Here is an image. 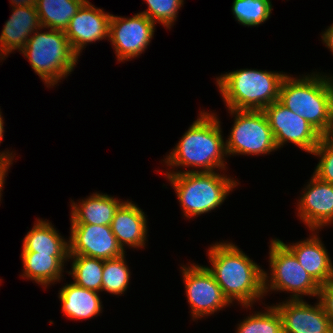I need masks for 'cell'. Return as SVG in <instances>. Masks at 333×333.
I'll use <instances>...</instances> for the list:
<instances>
[{"mask_svg":"<svg viewBox=\"0 0 333 333\" xmlns=\"http://www.w3.org/2000/svg\"><path fill=\"white\" fill-rule=\"evenodd\" d=\"M207 254L211 267H206L230 303L236 300L248 308L264 297V270L238 246L217 242L210 245Z\"/></svg>","mask_w":333,"mask_h":333,"instance_id":"1","label":"cell"},{"mask_svg":"<svg viewBox=\"0 0 333 333\" xmlns=\"http://www.w3.org/2000/svg\"><path fill=\"white\" fill-rule=\"evenodd\" d=\"M217 114L200 111L196 121L190 125L175 148L163 160L166 166L194 167L199 170L170 171L165 174L182 172H215L226 170V142Z\"/></svg>","mask_w":333,"mask_h":333,"instance_id":"2","label":"cell"},{"mask_svg":"<svg viewBox=\"0 0 333 333\" xmlns=\"http://www.w3.org/2000/svg\"><path fill=\"white\" fill-rule=\"evenodd\" d=\"M302 76L283 78L278 101L306 119L322 136L333 135V76L320 72Z\"/></svg>","mask_w":333,"mask_h":333,"instance_id":"3","label":"cell"},{"mask_svg":"<svg viewBox=\"0 0 333 333\" xmlns=\"http://www.w3.org/2000/svg\"><path fill=\"white\" fill-rule=\"evenodd\" d=\"M283 72L239 69L216 78L217 87L228 109L257 110L279 99Z\"/></svg>","mask_w":333,"mask_h":333,"instance_id":"4","label":"cell"},{"mask_svg":"<svg viewBox=\"0 0 333 333\" xmlns=\"http://www.w3.org/2000/svg\"><path fill=\"white\" fill-rule=\"evenodd\" d=\"M174 188L184 216L192 218L222 205L240 183L219 172L165 174Z\"/></svg>","mask_w":333,"mask_h":333,"instance_id":"5","label":"cell"},{"mask_svg":"<svg viewBox=\"0 0 333 333\" xmlns=\"http://www.w3.org/2000/svg\"><path fill=\"white\" fill-rule=\"evenodd\" d=\"M41 29L29 37L20 52L45 85L52 87L71 74L79 56L72 50L64 31L50 29L42 33Z\"/></svg>","mask_w":333,"mask_h":333,"instance_id":"6","label":"cell"},{"mask_svg":"<svg viewBox=\"0 0 333 333\" xmlns=\"http://www.w3.org/2000/svg\"><path fill=\"white\" fill-rule=\"evenodd\" d=\"M270 276L264 271V292L287 291L289 299L299 300L302 296L318 297L320 285L299 264L295 255L281 242L272 239L269 245ZM269 279V280H268Z\"/></svg>","mask_w":333,"mask_h":333,"instance_id":"7","label":"cell"},{"mask_svg":"<svg viewBox=\"0 0 333 333\" xmlns=\"http://www.w3.org/2000/svg\"><path fill=\"white\" fill-rule=\"evenodd\" d=\"M235 115L226 152L231 155H261L277 151L274 135L263 111L228 109Z\"/></svg>","mask_w":333,"mask_h":333,"instance_id":"8","label":"cell"},{"mask_svg":"<svg viewBox=\"0 0 333 333\" xmlns=\"http://www.w3.org/2000/svg\"><path fill=\"white\" fill-rule=\"evenodd\" d=\"M181 270L193 319L210 316L231 304L206 266L193 263L181 266Z\"/></svg>","mask_w":333,"mask_h":333,"instance_id":"9","label":"cell"},{"mask_svg":"<svg viewBox=\"0 0 333 333\" xmlns=\"http://www.w3.org/2000/svg\"><path fill=\"white\" fill-rule=\"evenodd\" d=\"M262 111L267 117L278 149L291 142L312 154L323 137L306 119L279 101L273 102Z\"/></svg>","mask_w":333,"mask_h":333,"instance_id":"10","label":"cell"},{"mask_svg":"<svg viewBox=\"0 0 333 333\" xmlns=\"http://www.w3.org/2000/svg\"><path fill=\"white\" fill-rule=\"evenodd\" d=\"M155 25L140 12L130 18L112 15L108 41L112 42L117 61H129L145 52L154 36Z\"/></svg>","mask_w":333,"mask_h":333,"instance_id":"11","label":"cell"},{"mask_svg":"<svg viewBox=\"0 0 333 333\" xmlns=\"http://www.w3.org/2000/svg\"><path fill=\"white\" fill-rule=\"evenodd\" d=\"M69 255H83L103 260L122 256L111 227L107 225L71 224Z\"/></svg>","mask_w":333,"mask_h":333,"instance_id":"12","label":"cell"},{"mask_svg":"<svg viewBox=\"0 0 333 333\" xmlns=\"http://www.w3.org/2000/svg\"><path fill=\"white\" fill-rule=\"evenodd\" d=\"M111 16L112 14L105 13L88 0L80 7L64 31L72 50L79 57L87 44L109 39Z\"/></svg>","mask_w":333,"mask_h":333,"instance_id":"13","label":"cell"},{"mask_svg":"<svg viewBox=\"0 0 333 333\" xmlns=\"http://www.w3.org/2000/svg\"><path fill=\"white\" fill-rule=\"evenodd\" d=\"M317 302L313 306L304 299H287L274 305L282 319L283 333H333L330 318Z\"/></svg>","mask_w":333,"mask_h":333,"instance_id":"14","label":"cell"},{"mask_svg":"<svg viewBox=\"0 0 333 333\" xmlns=\"http://www.w3.org/2000/svg\"><path fill=\"white\" fill-rule=\"evenodd\" d=\"M303 189L296 208L299 218L314 231L333 223V184L313 174Z\"/></svg>","mask_w":333,"mask_h":333,"instance_id":"15","label":"cell"},{"mask_svg":"<svg viewBox=\"0 0 333 333\" xmlns=\"http://www.w3.org/2000/svg\"><path fill=\"white\" fill-rule=\"evenodd\" d=\"M36 6L12 7V15L5 22L0 35V60L14 50L21 51L34 31L39 30Z\"/></svg>","mask_w":333,"mask_h":333,"instance_id":"16","label":"cell"},{"mask_svg":"<svg viewBox=\"0 0 333 333\" xmlns=\"http://www.w3.org/2000/svg\"><path fill=\"white\" fill-rule=\"evenodd\" d=\"M110 227L124 252L125 245L136 249L145 247L148 233L146 215L132 201H124L119 206Z\"/></svg>","mask_w":333,"mask_h":333,"instance_id":"17","label":"cell"},{"mask_svg":"<svg viewBox=\"0 0 333 333\" xmlns=\"http://www.w3.org/2000/svg\"><path fill=\"white\" fill-rule=\"evenodd\" d=\"M312 236L303 241L285 244L297 258L303 269L322 286L333 279V263L320 237L312 231Z\"/></svg>","mask_w":333,"mask_h":333,"instance_id":"18","label":"cell"},{"mask_svg":"<svg viewBox=\"0 0 333 333\" xmlns=\"http://www.w3.org/2000/svg\"><path fill=\"white\" fill-rule=\"evenodd\" d=\"M123 202V200L114 198V196L97 192L78 203L72 200L71 224L110 226L115 211Z\"/></svg>","mask_w":333,"mask_h":333,"instance_id":"19","label":"cell"},{"mask_svg":"<svg viewBox=\"0 0 333 333\" xmlns=\"http://www.w3.org/2000/svg\"><path fill=\"white\" fill-rule=\"evenodd\" d=\"M99 292L76 285L66 284L59 291L62 311L69 319H91L102 313V301Z\"/></svg>","mask_w":333,"mask_h":333,"instance_id":"20","label":"cell"},{"mask_svg":"<svg viewBox=\"0 0 333 333\" xmlns=\"http://www.w3.org/2000/svg\"><path fill=\"white\" fill-rule=\"evenodd\" d=\"M22 252L69 256V242L56 231L51 222L38 218L23 239Z\"/></svg>","mask_w":333,"mask_h":333,"instance_id":"21","label":"cell"},{"mask_svg":"<svg viewBox=\"0 0 333 333\" xmlns=\"http://www.w3.org/2000/svg\"><path fill=\"white\" fill-rule=\"evenodd\" d=\"M23 263L22 278L31 279L37 284L47 288L62 279L64 264L68 256H50V254H37V252H22Z\"/></svg>","mask_w":333,"mask_h":333,"instance_id":"22","label":"cell"},{"mask_svg":"<svg viewBox=\"0 0 333 333\" xmlns=\"http://www.w3.org/2000/svg\"><path fill=\"white\" fill-rule=\"evenodd\" d=\"M87 0H37L36 10L43 29L62 30Z\"/></svg>","mask_w":333,"mask_h":333,"instance_id":"23","label":"cell"},{"mask_svg":"<svg viewBox=\"0 0 333 333\" xmlns=\"http://www.w3.org/2000/svg\"><path fill=\"white\" fill-rule=\"evenodd\" d=\"M72 260L69 275L74 283L89 290L101 292L104 260L83 255H69Z\"/></svg>","mask_w":333,"mask_h":333,"instance_id":"24","label":"cell"},{"mask_svg":"<svg viewBox=\"0 0 333 333\" xmlns=\"http://www.w3.org/2000/svg\"><path fill=\"white\" fill-rule=\"evenodd\" d=\"M125 255L126 254H123L117 258L104 260L102 292L106 291L112 295L120 296L127 291L131 272L126 263Z\"/></svg>","mask_w":333,"mask_h":333,"instance_id":"25","label":"cell"},{"mask_svg":"<svg viewBox=\"0 0 333 333\" xmlns=\"http://www.w3.org/2000/svg\"><path fill=\"white\" fill-rule=\"evenodd\" d=\"M232 13L243 26H259L269 19L272 11L270 0H234Z\"/></svg>","mask_w":333,"mask_h":333,"instance_id":"26","label":"cell"},{"mask_svg":"<svg viewBox=\"0 0 333 333\" xmlns=\"http://www.w3.org/2000/svg\"><path fill=\"white\" fill-rule=\"evenodd\" d=\"M264 312H255L238 324L236 333H283L282 319L273 306Z\"/></svg>","mask_w":333,"mask_h":333,"instance_id":"27","label":"cell"},{"mask_svg":"<svg viewBox=\"0 0 333 333\" xmlns=\"http://www.w3.org/2000/svg\"><path fill=\"white\" fill-rule=\"evenodd\" d=\"M148 9L141 11L152 22L161 23L167 29H171L177 19L178 11L183 6L184 0H145Z\"/></svg>","mask_w":333,"mask_h":333,"instance_id":"28","label":"cell"},{"mask_svg":"<svg viewBox=\"0 0 333 333\" xmlns=\"http://www.w3.org/2000/svg\"><path fill=\"white\" fill-rule=\"evenodd\" d=\"M312 155L321 157L313 174L333 184V135L323 136Z\"/></svg>","mask_w":333,"mask_h":333,"instance_id":"29","label":"cell"},{"mask_svg":"<svg viewBox=\"0 0 333 333\" xmlns=\"http://www.w3.org/2000/svg\"><path fill=\"white\" fill-rule=\"evenodd\" d=\"M317 299L321 302L333 326V279L320 286Z\"/></svg>","mask_w":333,"mask_h":333,"instance_id":"30","label":"cell"},{"mask_svg":"<svg viewBox=\"0 0 333 333\" xmlns=\"http://www.w3.org/2000/svg\"><path fill=\"white\" fill-rule=\"evenodd\" d=\"M1 110H0V144L2 143L3 141V135H4V120H3V116L1 114ZM13 152H9V150L7 151H3L2 153L0 152V158L3 160V161H13L14 159V156L15 154L13 155L12 154Z\"/></svg>","mask_w":333,"mask_h":333,"instance_id":"31","label":"cell"},{"mask_svg":"<svg viewBox=\"0 0 333 333\" xmlns=\"http://www.w3.org/2000/svg\"><path fill=\"white\" fill-rule=\"evenodd\" d=\"M322 41L333 54V23L322 33Z\"/></svg>","mask_w":333,"mask_h":333,"instance_id":"32","label":"cell"},{"mask_svg":"<svg viewBox=\"0 0 333 333\" xmlns=\"http://www.w3.org/2000/svg\"><path fill=\"white\" fill-rule=\"evenodd\" d=\"M13 164V162L11 161H1L0 162V201H1V196H2V192L4 188L3 184H5V177H7L6 175L8 174V169L10 167V165Z\"/></svg>","mask_w":333,"mask_h":333,"instance_id":"33","label":"cell"},{"mask_svg":"<svg viewBox=\"0 0 333 333\" xmlns=\"http://www.w3.org/2000/svg\"><path fill=\"white\" fill-rule=\"evenodd\" d=\"M12 7L36 6L37 0H10Z\"/></svg>","mask_w":333,"mask_h":333,"instance_id":"34","label":"cell"}]
</instances>
